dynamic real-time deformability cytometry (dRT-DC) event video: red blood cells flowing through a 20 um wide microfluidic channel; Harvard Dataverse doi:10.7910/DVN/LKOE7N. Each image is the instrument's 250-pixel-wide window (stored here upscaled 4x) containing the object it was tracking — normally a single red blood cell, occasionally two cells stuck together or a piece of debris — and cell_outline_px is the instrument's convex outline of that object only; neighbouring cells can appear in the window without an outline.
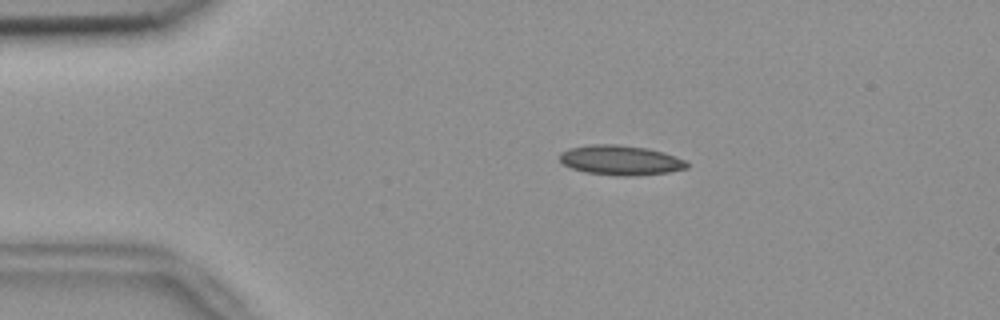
{"species": "common noctule bat (a hibernating species)", "species_latin": "Nyctalus noctula", "temperature_condition": "room temperature", "stored_images_in_passage": 46, "camera_frame_rate_fps": 3000, "um_per_image_px": 0.085, "animal": {"sex": "female", "body_mass_g": 18.4}, "frame": {"image": 1, "passage_image": 3, "time_ms": 0.667, "image_size_px": [1000, 320], "cell_outline_px": [[688, 168], [668, 172], [632, 176], [616, 176], [584, 172], [572, 168], [564, 164], [560, 160], [560, 152], [568, 148], [588, 144], [616, 144], [648, 148], [664, 152], [676, 156], [684, 160], [688, 164]], "centroid_in_image_um": [52.73, 13.61], "position_along_channel_um": 32.3, "area_um2": 22.25}}
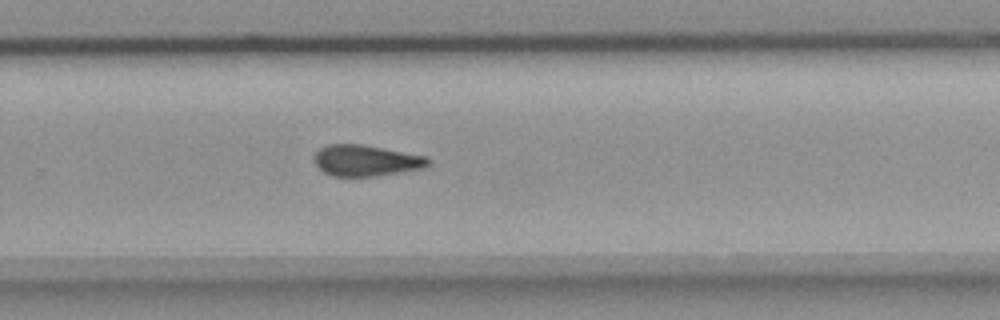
{"frame": {"image": 2, "passage_image": 28, "time_ms": 9.0, "image_size_px": [1000, 320], "cell_outline_px": [[432, 160], [424, 168], [372, 176], [332, 176], [324, 172], [316, 164], [316, 152], [320, 148], [328, 144], [364, 144], [428, 156]], "centroid_in_image_um": [31.15, 13.63], "position_along_channel_um": 298.6, "area_um2": 20.58}}
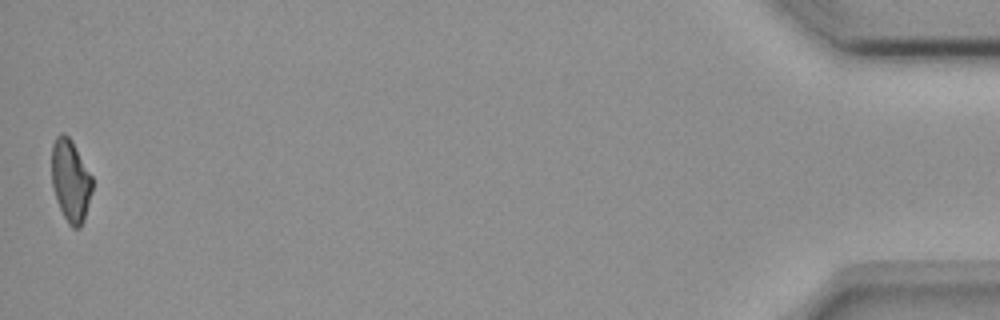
{"frame": {"image": 3, "passage_image": 46, "time_ms": 15.0, "image_size_px": [1000, 320], "cell_outline_px": [[92, 192], [84, 220], [80, 228], [72, 228], [68, 224], [56, 200], [52, 184], [52, 144], [56, 136], [60, 132], [64, 132], [72, 140], [92, 176]], "centroid_in_image_um": [6.0, 15.34], "position_along_channel_um": 429.2, "area_um2": 19.59}, "authors_computed_cell_mechanics": {"area_um2": 21.0681, "velocity_mm_per_s": 3.7503, "shape_relaxation_time_tau1_ms": null, "shape_relaxation_time_tau2_ms": 10.0897, "deformation_change_tau1": null, "deformation_change_tau2": 0.1965}}